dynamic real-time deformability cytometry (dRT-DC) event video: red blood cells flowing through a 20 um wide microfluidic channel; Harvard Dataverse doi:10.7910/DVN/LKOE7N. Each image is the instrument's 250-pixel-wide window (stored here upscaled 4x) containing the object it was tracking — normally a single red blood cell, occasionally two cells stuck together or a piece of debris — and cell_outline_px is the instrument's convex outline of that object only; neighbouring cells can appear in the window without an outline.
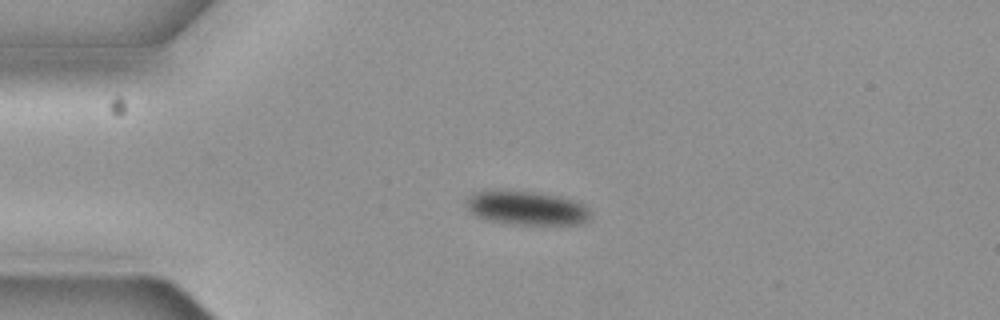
{"species": "common noctule bat (a hibernating species)", "species_latin": "Nyctalus noctula", "temperature_condition": "cold", "stored_images_in_passage": 3, "camera_frame_rate_fps": 3000, "um_per_image_px": 0.085, "animal": {"sex": "female", "body_mass_g": 19.3, "forearm_length_mm": 54.1}, "frame": {"image": 1, "passage_image": 1, "time_ms": 0.0, "image_size_px": [1000, 320], "cell_outline_px": [[588, 220], [580, 224], [512, 224], [488, 220], [476, 216], [464, 204], [476, 192], [540, 192], [572, 200], [584, 204], [588, 208]], "centroid_in_image_um": [44.79, 17.71], "position_along_channel_um": 40.2, "area_um2": 23.76}}
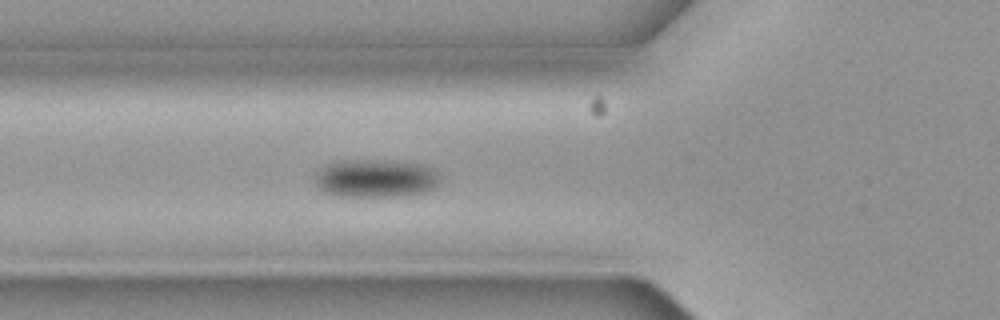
{"frame": {"image": 2, "passage_image": 3, "time_ms": 0.667, "image_size_px": [1000, 320], "cell_outline_px": [[440, 180], [432, 188], [424, 192], [400, 196], [340, 196], [328, 192], [320, 188], [316, 184], [316, 172], [328, 164], [340, 160], [368, 160], [424, 164], [432, 168], [440, 176]], "centroid_in_image_um": [31.94, 15.16], "position_along_channel_um": 93.9, "area_um2": 27.34}}